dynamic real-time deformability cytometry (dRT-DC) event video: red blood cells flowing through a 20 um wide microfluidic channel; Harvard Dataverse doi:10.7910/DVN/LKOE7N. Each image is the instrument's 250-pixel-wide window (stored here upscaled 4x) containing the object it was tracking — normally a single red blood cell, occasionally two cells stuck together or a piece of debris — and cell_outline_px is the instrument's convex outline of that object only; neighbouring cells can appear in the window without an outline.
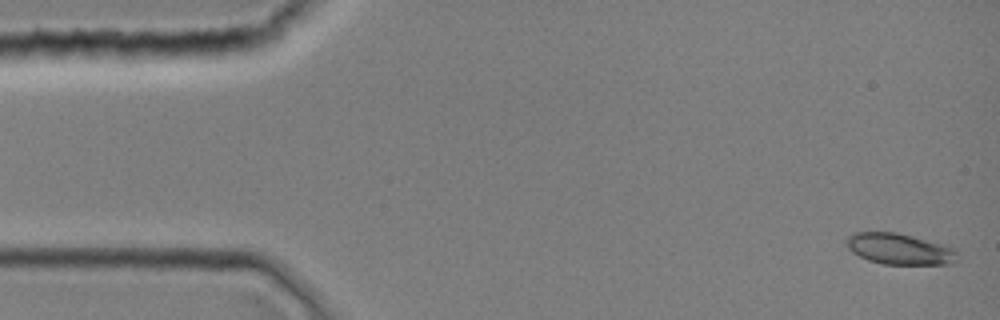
{"species": "common noctule bat (a hibernating species)", "species_latin": "Nyctalus noctula", "temperature_condition": "room temperature", "stored_images_in_passage": 9, "camera_frame_rate_fps": 3000, "um_per_image_px": 0.085, "animal": {"sex": "female", "body_mass_g": 19.0, "forearm_length_mm": 51.5}, "frame": {"image": 1, "passage_image": 1, "time_ms": 0.0, "image_size_px": [1000, 320], "cell_outline_px": [[960, 260], [952, 264], [884, 264], [868, 260], [852, 252], [848, 248], [844, 240], [852, 232], [896, 232], [912, 236], [956, 248], [960, 256]], "centroid_in_image_um": [76.49, 21.16], "position_along_channel_um": 8.5, "area_um2": 20.35}}
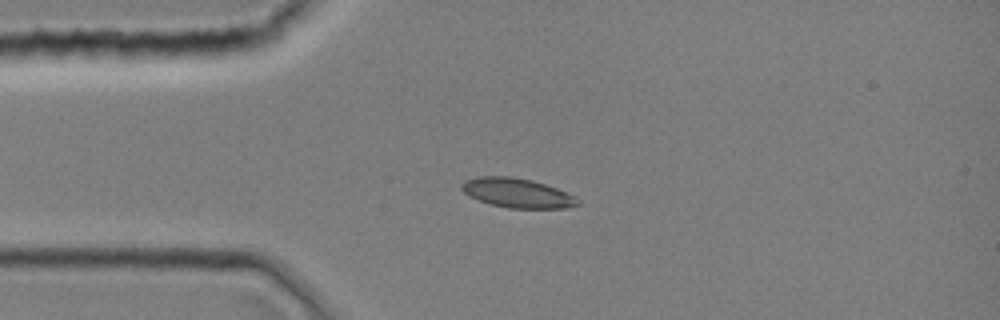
{"frame": {"image": 2, "passage_image": 9, "time_ms": 2.667, "image_size_px": [1000, 320], "cell_outline_px": [[580, 204], [564, 208], [508, 208], [492, 204], [468, 196], [460, 188], [460, 184], [464, 180], [476, 176], [512, 176], [532, 180], [556, 188], [576, 196]], "centroid_in_image_um": [43.93, 16.39], "position_along_channel_um": 41.1, "area_um2": 19.94}}